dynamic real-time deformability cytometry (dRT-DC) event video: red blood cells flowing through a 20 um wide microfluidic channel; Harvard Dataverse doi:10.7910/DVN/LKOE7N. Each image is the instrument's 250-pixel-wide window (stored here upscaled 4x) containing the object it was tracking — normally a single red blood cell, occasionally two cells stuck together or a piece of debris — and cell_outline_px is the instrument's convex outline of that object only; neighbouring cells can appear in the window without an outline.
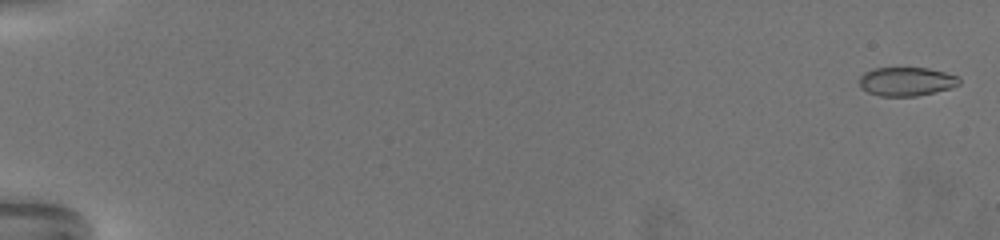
{"species": "common noctule bat (a hibernating species)", "species_latin": "Nyctalus noctula", "temperature_condition": "warm", "stored_images_in_passage": 72, "camera_frame_rate_fps": 3000, "um_per_image_px": 0.085, "animal": {"sex": "female", "body_mass_g": 19.5, "forearm_length_mm": 54.1}, "frame": {"image": 1, "passage_image": 2, "time_ms": 0.333, "image_size_px": [1000, 240], "cell_outline_px": [[960, 84], [948, 88], [916, 96], [880, 96], [868, 92], [860, 88], [860, 76], [864, 72], [872, 68], [928, 68], [944, 72], [956, 76], [960, 80]], "centroid_in_image_um": [76.99, 6.92], "position_along_channel_um": 8.0, "area_um2": 16.59}}
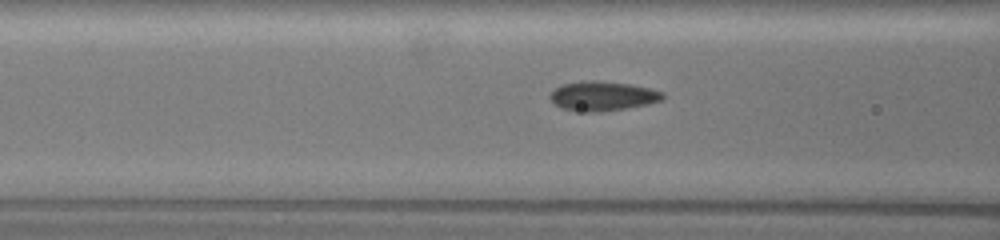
{"frame": {"image": 2, "passage_image": 33, "time_ms": 10.667, "image_size_px": [1000, 240], "cell_outline_px": [[664, 96], [660, 100], [648, 104], [600, 112], [588, 112], [560, 108], [548, 96], [560, 84], [592, 80], [628, 84], [648, 88], [664, 92]], "centroid_in_image_um": [51.2, 8.16], "position_along_channel_um": 115.4, "area_um2": 19.02}}
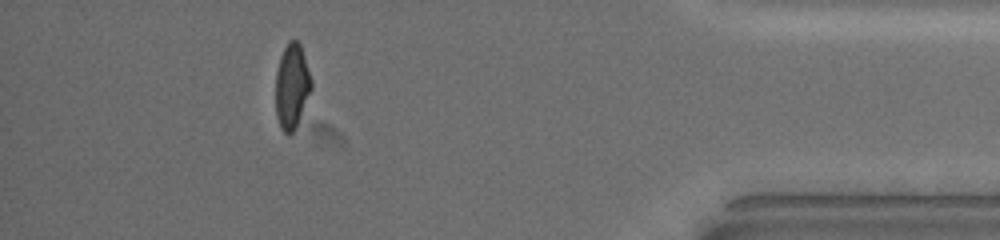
{"frame": {"image": 3, "passage_image": 66, "time_ms": 21.667, "image_size_px": [1000, 240], "cell_outline_px": [[312, 88], [296, 124], [292, 132], [288, 136], [280, 128], [276, 116], [276, 72], [280, 56], [288, 40], [296, 40], [300, 44], [312, 80]], "centroid_in_image_um": [24.79, 7.31], "position_along_channel_um": 410.4, "area_um2": 17.46}, "authors_computed_cell_mechanics": {"area_um2": 17.8024, "velocity_mm_per_s": 3.0565, "shape_relaxation_time_tau1_ms": 5.8575, "shape_relaxation_time_tau2_ms": 1.1007, "deformation_change_tau1": 0.1994, "deformation_change_tau2": 0.0717}}